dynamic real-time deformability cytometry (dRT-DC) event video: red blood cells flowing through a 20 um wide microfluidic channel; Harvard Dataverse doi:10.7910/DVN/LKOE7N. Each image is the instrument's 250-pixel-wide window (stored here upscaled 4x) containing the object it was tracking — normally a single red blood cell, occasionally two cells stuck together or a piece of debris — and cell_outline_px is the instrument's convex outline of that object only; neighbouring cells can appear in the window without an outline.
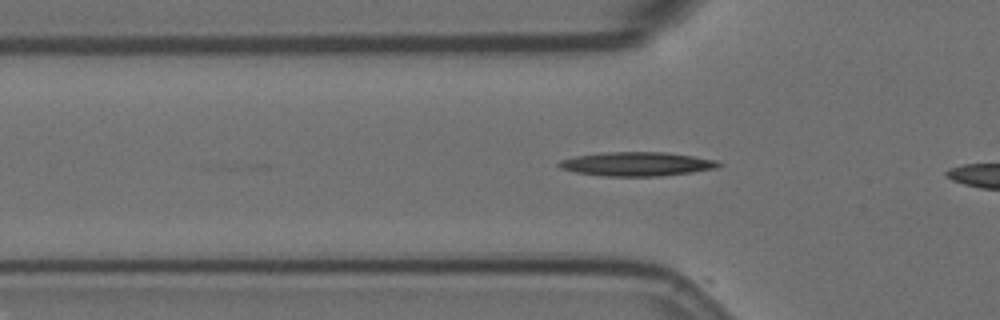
{"species": "Egyptian fruit bat (a non-hibernating species)", "species_latin": "Rousettus aegyptiacus", "temperature_condition": "room temperature", "stored_images_in_passage": 10, "camera_frame_rate_fps": 3000, "um_per_image_px": 0.085, "animal": {"sex": "female"}, "frame": {"image": 1, "passage_image": 7, "time_ms": 2.0, "image_size_px": [1000, 320], "cell_outline_px": [[724, 164], [716, 168], [692, 172], [660, 176], [604, 176], [576, 172], [560, 168], [556, 164], [560, 160], [576, 156], [608, 152], [664, 152], [692, 156], [716, 160]], "centroid_in_image_um": [54.13, 13.94], "position_along_channel_um": 71.7, "area_um2": 22.2}}